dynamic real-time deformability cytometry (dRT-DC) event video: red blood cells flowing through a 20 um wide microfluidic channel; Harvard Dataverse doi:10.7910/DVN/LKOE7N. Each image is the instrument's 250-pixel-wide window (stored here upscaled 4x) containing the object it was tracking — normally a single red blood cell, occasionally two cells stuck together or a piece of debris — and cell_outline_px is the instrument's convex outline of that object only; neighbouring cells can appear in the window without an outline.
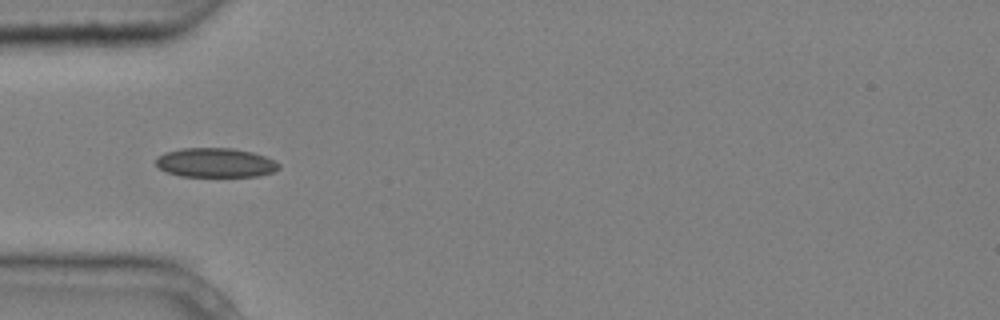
{"species": "common noctule bat (a hibernating species)", "species_latin": "Nyctalus noctula", "temperature_condition": "cold", "stored_images_in_passage": 7, "camera_frame_rate_fps": 3000, "um_per_image_px": 0.085, "animal": {"sex": "male", "body_mass_g": 20.4}, "frame": {"image": 1, "passage_image": 5, "time_ms": 1.333, "image_size_px": [1000, 320], "cell_outline_px": [[280, 168], [272, 172], [260, 176], [180, 176], [168, 172], [160, 168], [156, 164], [156, 156], [164, 152], [180, 148], [232, 148], [252, 152], [264, 156], [280, 164]], "centroid_in_image_um": [18.29, 13.82], "position_along_channel_um": 66.7, "area_um2": 20.98}}
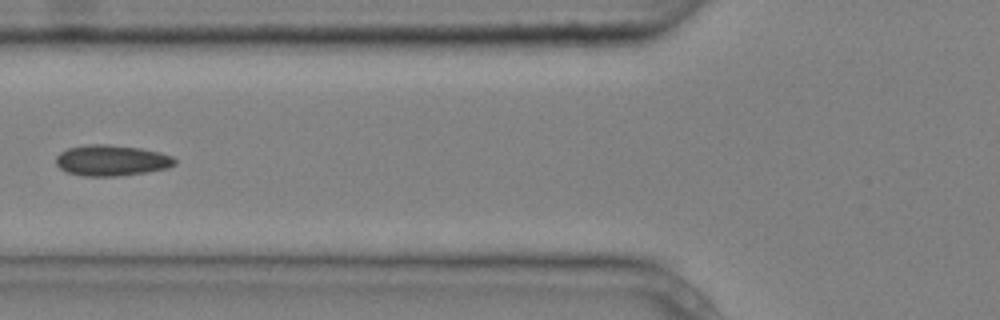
{"frame": {"image": 2, "passage_image": 6, "time_ms": 1.667, "image_size_px": [1000, 320], "cell_outline_px": [[176, 164], [168, 168], [148, 172], [116, 176], [84, 176], [68, 172], [60, 168], [56, 164], [56, 156], [60, 152], [68, 148], [88, 144], [108, 144], [140, 148], [160, 152], [172, 156], [176, 160]], "centroid_in_image_um": [9.5, 13.63], "position_along_channel_um": 116.3, "area_um2": 21.44}}